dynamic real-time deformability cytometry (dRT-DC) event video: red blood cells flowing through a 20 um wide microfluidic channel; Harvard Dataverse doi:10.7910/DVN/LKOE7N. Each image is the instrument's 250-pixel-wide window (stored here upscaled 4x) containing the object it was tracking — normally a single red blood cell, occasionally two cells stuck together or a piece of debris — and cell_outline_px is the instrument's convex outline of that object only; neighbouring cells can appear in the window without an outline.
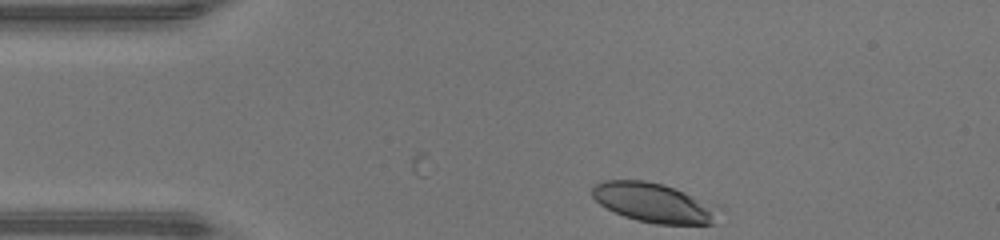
{"species": "human", "species_latin": "Homo sapiens", "temperature_condition": "warm", "stored_images_in_passage": 36, "camera_frame_rate_fps": 3000, "um_per_image_px": 0.085, "donor": {"sex": "male"}, "frame": {"image": 1, "passage_image": 1, "time_ms": 0.0, "image_size_px": [1000, 240], "cell_outline_px": [[716, 224], [656, 224], [636, 220], [624, 216], [600, 204], [592, 196], [592, 188], [596, 184], [604, 180], [644, 180], [664, 184], [684, 192], [692, 196], [712, 212]], "centroid_in_image_um": [55.37, 17.22], "position_along_channel_um": 29.6, "area_um2": 27.69}}
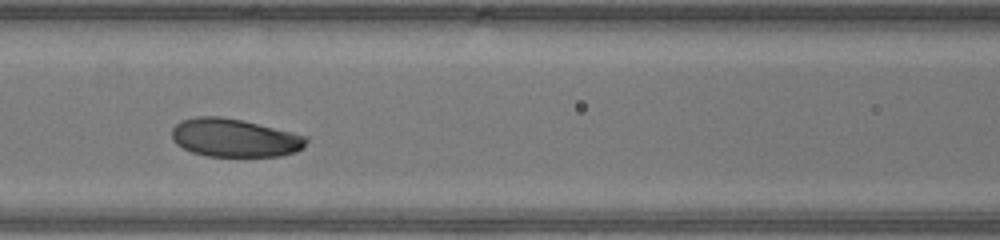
{"frame": {"image": 2, "passage_image": 13, "time_ms": 4.0, "image_size_px": [1000, 240], "cell_outline_px": [[308, 140], [304, 148], [296, 152], [280, 156], [208, 156], [192, 152], [176, 144], [172, 140], [172, 128], [180, 120], [196, 116], [220, 116], [240, 120], [292, 132], [308, 136]], "centroid_in_image_um": [19.93, 11.72], "position_along_channel_um": 146.7, "area_um2": 30.0}}
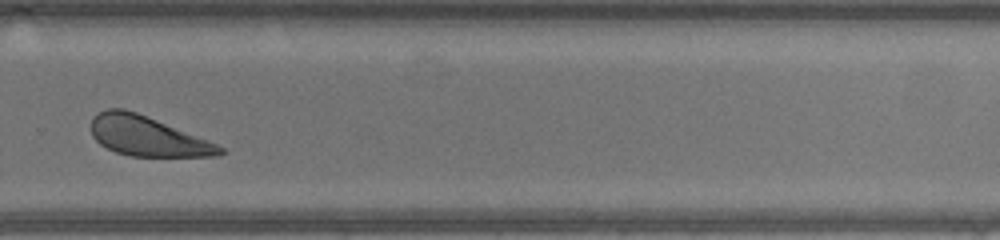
{"frame": {"image": 3, "passage_image": 25, "time_ms": 8.0, "image_size_px": [1000, 240], "cell_outline_px": [[224, 152], [216, 156], [132, 156], [116, 152], [100, 144], [92, 136], [92, 116], [96, 112], [108, 108], [124, 108], [136, 112], [208, 140], [224, 148]], "centroid_in_image_um": [12.48, 11.56], "position_along_channel_um": 317.3, "area_um2": 29.54}, "authors_computed_cell_mechanics": {"area_um2": 29.5358, "velocity_mm_per_s": 4.2758, "shape_relaxation_time_tau1_ms": 4.2133, "shape_relaxation_time_tau2_ms": null, "deformation_change_tau1": 0.153, "deformation_change_tau2": null}}